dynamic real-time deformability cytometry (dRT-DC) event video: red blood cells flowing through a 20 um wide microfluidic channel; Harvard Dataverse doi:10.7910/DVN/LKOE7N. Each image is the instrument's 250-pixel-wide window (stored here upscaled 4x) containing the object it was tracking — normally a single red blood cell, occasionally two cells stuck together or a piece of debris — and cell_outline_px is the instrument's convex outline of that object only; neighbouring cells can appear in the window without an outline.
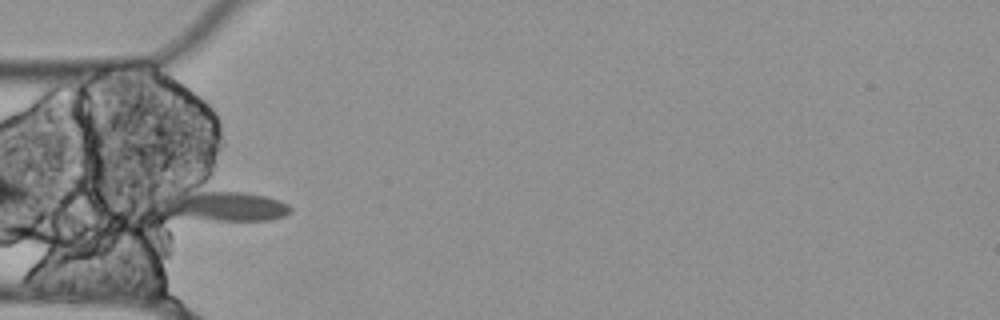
{"species": "Egyptian fruit bat (a non-hibernating species)", "species_latin": "Rousettus aegyptiacus", "temperature_condition": "cold", "stored_images_in_passage": 3, "camera_frame_rate_fps": 3000, "um_per_image_px": 0.085, "animal": {"sex": "female"}, "frame": {"image": 1, "passage_image": 1, "time_ms": 0.0, "image_size_px": [1000, 320], "cell_outline_px": [[292, 212], [284, 216], [272, 220], [212, 220], [168, 216], [156, 200], [164, 196], [200, 192], [244, 192], [268, 196], [280, 200], [288, 204], [292, 208]], "centroid_in_image_um": [19.07, 17.54], "position_along_channel_um": 65.9, "area_um2": 22.6}}